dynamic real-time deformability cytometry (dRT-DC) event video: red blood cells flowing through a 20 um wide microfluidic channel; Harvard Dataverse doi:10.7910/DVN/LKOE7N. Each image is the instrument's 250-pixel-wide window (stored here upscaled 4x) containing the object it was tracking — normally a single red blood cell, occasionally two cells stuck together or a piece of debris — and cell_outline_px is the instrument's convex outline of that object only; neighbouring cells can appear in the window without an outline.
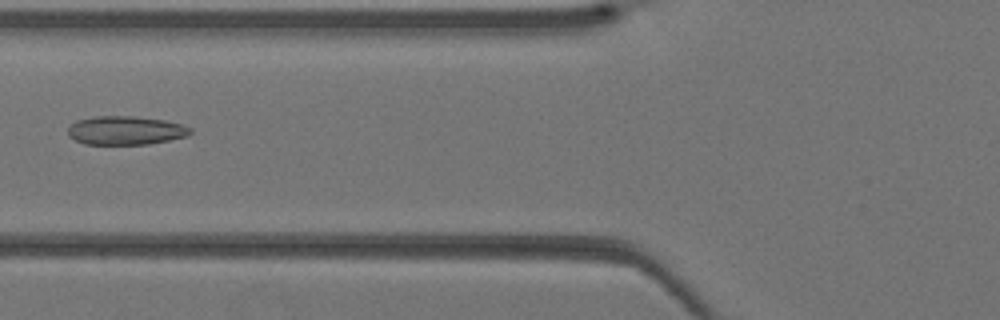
{"species": "Egyptian fruit bat (a non-hibernating species)", "species_latin": "Rousettus aegyptiacus", "temperature_condition": "warm", "stored_images_in_passage": 35, "camera_frame_rate_fps": 3000, "um_per_image_px": 0.085, "animal": {"sex": "female"}, "frame": {"image": 1, "passage_image": 11, "time_ms": 3.333, "image_size_px": [1000, 320], "cell_outline_px": [[192, 132], [188, 136], [148, 144], [84, 144], [68, 136], [68, 128], [76, 120], [96, 116], [136, 116], [164, 120], [180, 124], [192, 128]], "centroid_in_image_um": [10.67, 11.08], "position_along_channel_um": 115.1, "area_um2": 20.46}}
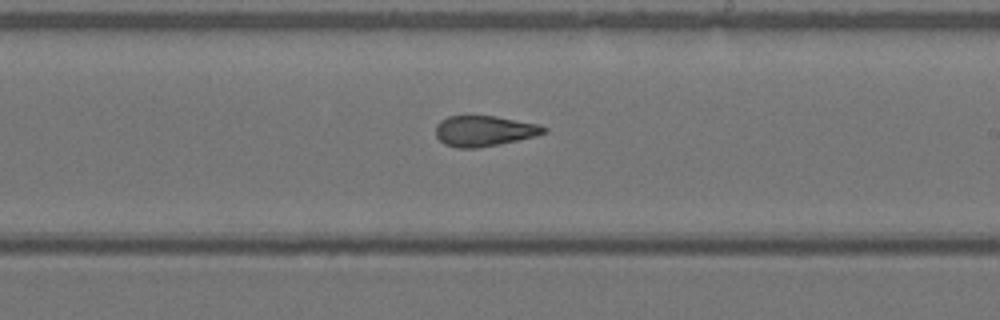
{"frame": {"image": 2, "passage_image": 19, "time_ms": 6.0, "image_size_px": [1000, 320], "cell_outline_px": [[548, 132], [536, 136], [476, 148], [456, 148], [444, 144], [436, 136], [436, 124], [440, 120], [448, 116], [496, 116], [540, 124], [548, 128]], "centroid_in_image_um": [41.16, 11.12], "position_along_channel_um": 247.8, "area_um2": 19.31}}
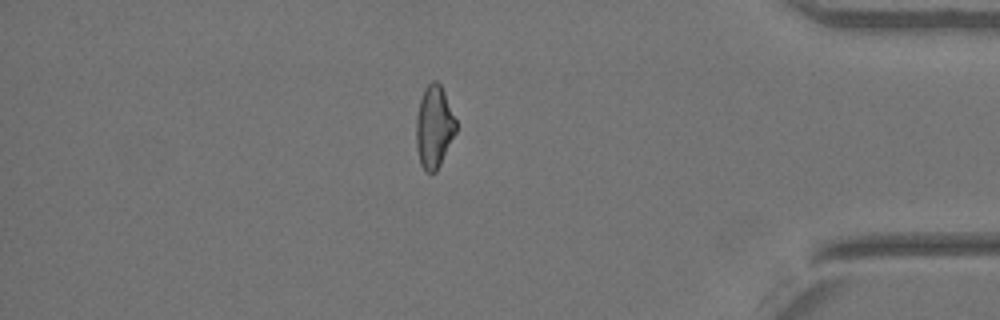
{"frame": {"image": 3, "passage_image": 30, "time_ms": 9.667, "image_size_px": [1000, 320], "cell_outline_px": [[456, 132], [436, 172], [424, 172], [420, 164], [416, 148], [416, 116], [420, 100], [424, 88], [432, 80], [436, 80], [440, 84], [444, 92], [456, 120]], "centroid_in_image_um": [36.88, 10.79], "position_along_channel_um": 398.3, "area_um2": 19.13}}